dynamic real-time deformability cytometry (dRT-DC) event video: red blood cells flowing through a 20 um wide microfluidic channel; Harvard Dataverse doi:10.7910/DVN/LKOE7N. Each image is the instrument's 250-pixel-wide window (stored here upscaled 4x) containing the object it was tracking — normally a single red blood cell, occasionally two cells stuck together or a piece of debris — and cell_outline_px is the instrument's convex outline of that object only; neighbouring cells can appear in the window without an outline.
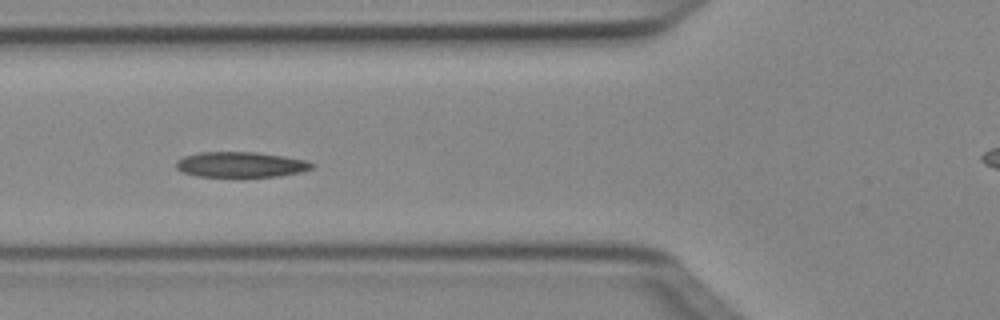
{"species": "Egyptian fruit bat (a non-hibernating species)", "species_latin": "Rousettus aegyptiacus", "temperature_condition": "cold", "stored_images_in_passage": 5, "segment_of_instrument_passage": [1, 2], "camera_frame_rate_fps": 3000, "um_per_image_px": 0.085, "animal": {"sex": "female"}, "frame": {"image": 1, "passage_image": 3, "time_ms": 0.667, "image_size_px": [1000, 320], "cell_outline_px": [[316, 164], [312, 168], [300, 172], [280, 176], [196, 176], [184, 172], [176, 168], [176, 160], [184, 156], [200, 152], [256, 152], [284, 156], [304, 160]], "centroid_in_image_um": [20.46, 13.98], "position_along_channel_um": 105.3, "area_um2": 19.94}}
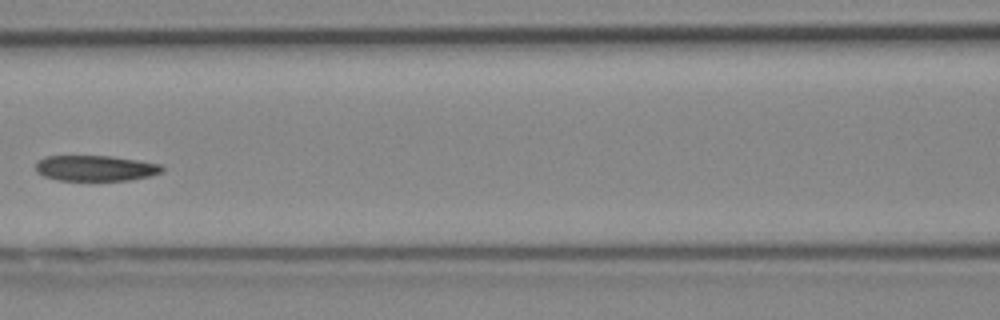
{"frame": {"image": 2, "passage_image": 4, "time_ms": 1.0, "image_size_px": [1000, 320], "cell_outline_px": [[164, 172], [152, 176], [128, 180], [56, 180], [44, 176], [36, 172], [36, 164], [44, 156], [112, 156], [160, 164], [164, 168]], "centroid_in_image_um": [8.14, 14.3], "position_along_channel_um": 158.5, "area_um2": 18.9}}